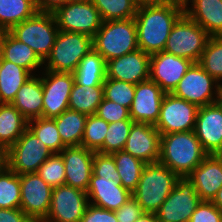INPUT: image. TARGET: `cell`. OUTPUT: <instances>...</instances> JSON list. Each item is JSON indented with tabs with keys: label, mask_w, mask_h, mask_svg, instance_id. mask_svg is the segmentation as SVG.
Returning <instances> with one entry per match:
<instances>
[{
	"label": "cell",
	"mask_w": 222,
	"mask_h": 222,
	"mask_svg": "<svg viewBox=\"0 0 222 222\" xmlns=\"http://www.w3.org/2000/svg\"><path fill=\"white\" fill-rule=\"evenodd\" d=\"M58 31L52 12L37 11L32 17L17 24L9 32L32 48L44 62L51 53Z\"/></svg>",
	"instance_id": "obj_5"
},
{
	"label": "cell",
	"mask_w": 222,
	"mask_h": 222,
	"mask_svg": "<svg viewBox=\"0 0 222 222\" xmlns=\"http://www.w3.org/2000/svg\"><path fill=\"white\" fill-rule=\"evenodd\" d=\"M189 222H222V211L211 201H201Z\"/></svg>",
	"instance_id": "obj_44"
},
{
	"label": "cell",
	"mask_w": 222,
	"mask_h": 222,
	"mask_svg": "<svg viewBox=\"0 0 222 222\" xmlns=\"http://www.w3.org/2000/svg\"><path fill=\"white\" fill-rule=\"evenodd\" d=\"M37 174L52 188L65 184V166L60 153H53L45 162H43Z\"/></svg>",
	"instance_id": "obj_41"
},
{
	"label": "cell",
	"mask_w": 222,
	"mask_h": 222,
	"mask_svg": "<svg viewBox=\"0 0 222 222\" xmlns=\"http://www.w3.org/2000/svg\"><path fill=\"white\" fill-rule=\"evenodd\" d=\"M53 14L59 31L81 33L92 38L102 24L99 11L90 0H72L58 7Z\"/></svg>",
	"instance_id": "obj_9"
},
{
	"label": "cell",
	"mask_w": 222,
	"mask_h": 222,
	"mask_svg": "<svg viewBox=\"0 0 222 222\" xmlns=\"http://www.w3.org/2000/svg\"><path fill=\"white\" fill-rule=\"evenodd\" d=\"M194 131L208 155L222 151V99L199 107Z\"/></svg>",
	"instance_id": "obj_17"
},
{
	"label": "cell",
	"mask_w": 222,
	"mask_h": 222,
	"mask_svg": "<svg viewBox=\"0 0 222 222\" xmlns=\"http://www.w3.org/2000/svg\"><path fill=\"white\" fill-rule=\"evenodd\" d=\"M98 9L102 21L135 18L138 4L135 0H90Z\"/></svg>",
	"instance_id": "obj_34"
},
{
	"label": "cell",
	"mask_w": 222,
	"mask_h": 222,
	"mask_svg": "<svg viewBox=\"0 0 222 222\" xmlns=\"http://www.w3.org/2000/svg\"><path fill=\"white\" fill-rule=\"evenodd\" d=\"M179 179L176 173L160 162L145 164L132 197L145 213H156Z\"/></svg>",
	"instance_id": "obj_3"
},
{
	"label": "cell",
	"mask_w": 222,
	"mask_h": 222,
	"mask_svg": "<svg viewBox=\"0 0 222 222\" xmlns=\"http://www.w3.org/2000/svg\"><path fill=\"white\" fill-rule=\"evenodd\" d=\"M135 94V84L106 78L103 83L104 99L130 109Z\"/></svg>",
	"instance_id": "obj_40"
},
{
	"label": "cell",
	"mask_w": 222,
	"mask_h": 222,
	"mask_svg": "<svg viewBox=\"0 0 222 222\" xmlns=\"http://www.w3.org/2000/svg\"><path fill=\"white\" fill-rule=\"evenodd\" d=\"M210 35L185 13L176 21L163 51L199 62Z\"/></svg>",
	"instance_id": "obj_7"
},
{
	"label": "cell",
	"mask_w": 222,
	"mask_h": 222,
	"mask_svg": "<svg viewBox=\"0 0 222 222\" xmlns=\"http://www.w3.org/2000/svg\"><path fill=\"white\" fill-rule=\"evenodd\" d=\"M88 204L85 191L63 184L53 188L49 213L43 222H81Z\"/></svg>",
	"instance_id": "obj_15"
},
{
	"label": "cell",
	"mask_w": 222,
	"mask_h": 222,
	"mask_svg": "<svg viewBox=\"0 0 222 222\" xmlns=\"http://www.w3.org/2000/svg\"><path fill=\"white\" fill-rule=\"evenodd\" d=\"M70 1L72 0H35L38 11L52 13Z\"/></svg>",
	"instance_id": "obj_48"
},
{
	"label": "cell",
	"mask_w": 222,
	"mask_h": 222,
	"mask_svg": "<svg viewBox=\"0 0 222 222\" xmlns=\"http://www.w3.org/2000/svg\"><path fill=\"white\" fill-rule=\"evenodd\" d=\"M133 120H120L110 123L102 145V154H111L124 149Z\"/></svg>",
	"instance_id": "obj_39"
},
{
	"label": "cell",
	"mask_w": 222,
	"mask_h": 222,
	"mask_svg": "<svg viewBox=\"0 0 222 222\" xmlns=\"http://www.w3.org/2000/svg\"><path fill=\"white\" fill-rule=\"evenodd\" d=\"M136 3L140 5H146V4H158V3H163L168 0H135Z\"/></svg>",
	"instance_id": "obj_52"
},
{
	"label": "cell",
	"mask_w": 222,
	"mask_h": 222,
	"mask_svg": "<svg viewBox=\"0 0 222 222\" xmlns=\"http://www.w3.org/2000/svg\"><path fill=\"white\" fill-rule=\"evenodd\" d=\"M103 98V85L88 87L74 82L69 98V109L92 115L96 113Z\"/></svg>",
	"instance_id": "obj_32"
},
{
	"label": "cell",
	"mask_w": 222,
	"mask_h": 222,
	"mask_svg": "<svg viewBox=\"0 0 222 222\" xmlns=\"http://www.w3.org/2000/svg\"><path fill=\"white\" fill-rule=\"evenodd\" d=\"M111 155L116 163L120 184L132 193L140 181L141 173L146 163L124 150L113 152Z\"/></svg>",
	"instance_id": "obj_33"
},
{
	"label": "cell",
	"mask_w": 222,
	"mask_h": 222,
	"mask_svg": "<svg viewBox=\"0 0 222 222\" xmlns=\"http://www.w3.org/2000/svg\"><path fill=\"white\" fill-rule=\"evenodd\" d=\"M114 212L118 222H136L145 214L144 210L133 197Z\"/></svg>",
	"instance_id": "obj_45"
},
{
	"label": "cell",
	"mask_w": 222,
	"mask_h": 222,
	"mask_svg": "<svg viewBox=\"0 0 222 222\" xmlns=\"http://www.w3.org/2000/svg\"><path fill=\"white\" fill-rule=\"evenodd\" d=\"M73 74L75 82L79 85L88 87L103 85L106 79V61L92 49L81 59Z\"/></svg>",
	"instance_id": "obj_28"
},
{
	"label": "cell",
	"mask_w": 222,
	"mask_h": 222,
	"mask_svg": "<svg viewBox=\"0 0 222 222\" xmlns=\"http://www.w3.org/2000/svg\"><path fill=\"white\" fill-rule=\"evenodd\" d=\"M92 173L95 176L108 178L120 184V176L116 169L115 160L111 154L94 152Z\"/></svg>",
	"instance_id": "obj_42"
},
{
	"label": "cell",
	"mask_w": 222,
	"mask_h": 222,
	"mask_svg": "<svg viewBox=\"0 0 222 222\" xmlns=\"http://www.w3.org/2000/svg\"><path fill=\"white\" fill-rule=\"evenodd\" d=\"M187 179L202 201H212L222 188V156L207 155Z\"/></svg>",
	"instance_id": "obj_22"
},
{
	"label": "cell",
	"mask_w": 222,
	"mask_h": 222,
	"mask_svg": "<svg viewBox=\"0 0 222 222\" xmlns=\"http://www.w3.org/2000/svg\"><path fill=\"white\" fill-rule=\"evenodd\" d=\"M60 154L65 166V184L87 191L93 171L94 152L84 146L65 147Z\"/></svg>",
	"instance_id": "obj_21"
},
{
	"label": "cell",
	"mask_w": 222,
	"mask_h": 222,
	"mask_svg": "<svg viewBox=\"0 0 222 222\" xmlns=\"http://www.w3.org/2000/svg\"><path fill=\"white\" fill-rule=\"evenodd\" d=\"M207 155L194 130L161 135L159 162L180 178H187Z\"/></svg>",
	"instance_id": "obj_2"
},
{
	"label": "cell",
	"mask_w": 222,
	"mask_h": 222,
	"mask_svg": "<svg viewBox=\"0 0 222 222\" xmlns=\"http://www.w3.org/2000/svg\"><path fill=\"white\" fill-rule=\"evenodd\" d=\"M95 114L109 124L120 120H132L128 108L104 98Z\"/></svg>",
	"instance_id": "obj_43"
},
{
	"label": "cell",
	"mask_w": 222,
	"mask_h": 222,
	"mask_svg": "<svg viewBox=\"0 0 222 222\" xmlns=\"http://www.w3.org/2000/svg\"><path fill=\"white\" fill-rule=\"evenodd\" d=\"M201 201L194 185L187 178H180L156 212L157 219L159 222H189Z\"/></svg>",
	"instance_id": "obj_12"
},
{
	"label": "cell",
	"mask_w": 222,
	"mask_h": 222,
	"mask_svg": "<svg viewBox=\"0 0 222 222\" xmlns=\"http://www.w3.org/2000/svg\"><path fill=\"white\" fill-rule=\"evenodd\" d=\"M87 116L84 113L67 109L60 116L52 118L66 147L81 146Z\"/></svg>",
	"instance_id": "obj_30"
},
{
	"label": "cell",
	"mask_w": 222,
	"mask_h": 222,
	"mask_svg": "<svg viewBox=\"0 0 222 222\" xmlns=\"http://www.w3.org/2000/svg\"><path fill=\"white\" fill-rule=\"evenodd\" d=\"M81 222H118L114 211L88 204Z\"/></svg>",
	"instance_id": "obj_46"
},
{
	"label": "cell",
	"mask_w": 222,
	"mask_h": 222,
	"mask_svg": "<svg viewBox=\"0 0 222 222\" xmlns=\"http://www.w3.org/2000/svg\"><path fill=\"white\" fill-rule=\"evenodd\" d=\"M32 76L26 69L1 59L0 103H12L17 91Z\"/></svg>",
	"instance_id": "obj_29"
},
{
	"label": "cell",
	"mask_w": 222,
	"mask_h": 222,
	"mask_svg": "<svg viewBox=\"0 0 222 222\" xmlns=\"http://www.w3.org/2000/svg\"><path fill=\"white\" fill-rule=\"evenodd\" d=\"M183 5L184 13L210 36H222V0H185Z\"/></svg>",
	"instance_id": "obj_24"
},
{
	"label": "cell",
	"mask_w": 222,
	"mask_h": 222,
	"mask_svg": "<svg viewBox=\"0 0 222 222\" xmlns=\"http://www.w3.org/2000/svg\"><path fill=\"white\" fill-rule=\"evenodd\" d=\"M37 11L35 0H0V32L10 31Z\"/></svg>",
	"instance_id": "obj_31"
},
{
	"label": "cell",
	"mask_w": 222,
	"mask_h": 222,
	"mask_svg": "<svg viewBox=\"0 0 222 222\" xmlns=\"http://www.w3.org/2000/svg\"><path fill=\"white\" fill-rule=\"evenodd\" d=\"M28 128L52 153H60L66 147L52 118L40 117L31 119L28 121Z\"/></svg>",
	"instance_id": "obj_35"
},
{
	"label": "cell",
	"mask_w": 222,
	"mask_h": 222,
	"mask_svg": "<svg viewBox=\"0 0 222 222\" xmlns=\"http://www.w3.org/2000/svg\"><path fill=\"white\" fill-rule=\"evenodd\" d=\"M193 63L165 51L151 54L149 79L165 93H172Z\"/></svg>",
	"instance_id": "obj_16"
},
{
	"label": "cell",
	"mask_w": 222,
	"mask_h": 222,
	"mask_svg": "<svg viewBox=\"0 0 222 222\" xmlns=\"http://www.w3.org/2000/svg\"><path fill=\"white\" fill-rule=\"evenodd\" d=\"M28 121L43 117V88L41 77L32 75L17 91L11 103Z\"/></svg>",
	"instance_id": "obj_26"
},
{
	"label": "cell",
	"mask_w": 222,
	"mask_h": 222,
	"mask_svg": "<svg viewBox=\"0 0 222 222\" xmlns=\"http://www.w3.org/2000/svg\"><path fill=\"white\" fill-rule=\"evenodd\" d=\"M211 202L222 211V188L217 192Z\"/></svg>",
	"instance_id": "obj_51"
},
{
	"label": "cell",
	"mask_w": 222,
	"mask_h": 222,
	"mask_svg": "<svg viewBox=\"0 0 222 222\" xmlns=\"http://www.w3.org/2000/svg\"><path fill=\"white\" fill-rule=\"evenodd\" d=\"M20 177L9 168L0 172V208L20 209Z\"/></svg>",
	"instance_id": "obj_36"
},
{
	"label": "cell",
	"mask_w": 222,
	"mask_h": 222,
	"mask_svg": "<svg viewBox=\"0 0 222 222\" xmlns=\"http://www.w3.org/2000/svg\"><path fill=\"white\" fill-rule=\"evenodd\" d=\"M150 54L141 49L106 62V78L138 84L149 79Z\"/></svg>",
	"instance_id": "obj_20"
},
{
	"label": "cell",
	"mask_w": 222,
	"mask_h": 222,
	"mask_svg": "<svg viewBox=\"0 0 222 222\" xmlns=\"http://www.w3.org/2000/svg\"><path fill=\"white\" fill-rule=\"evenodd\" d=\"M1 59H2V56H1V54H0V68H1Z\"/></svg>",
	"instance_id": "obj_53"
},
{
	"label": "cell",
	"mask_w": 222,
	"mask_h": 222,
	"mask_svg": "<svg viewBox=\"0 0 222 222\" xmlns=\"http://www.w3.org/2000/svg\"><path fill=\"white\" fill-rule=\"evenodd\" d=\"M0 222H33L21 209H1Z\"/></svg>",
	"instance_id": "obj_47"
},
{
	"label": "cell",
	"mask_w": 222,
	"mask_h": 222,
	"mask_svg": "<svg viewBox=\"0 0 222 222\" xmlns=\"http://www.w3.org/2000/svg\"><path fill=\"white\" fill-rule=\"evenodd\" d=\"M0 54L8 62L14 63L32 75L44 62L27 44L16 39L9 31L0 32Z\"/></svg>",
	"instance_id": "obj_25"
},
{
	"label": "cell",
	"mask_w": 222,
	"mask_h": 222,
	"mask_svg": "<svg viewBox=\"0 0 222 222\" xmlns=\"http://www.w3.org/2000/svg\"><path fill=\"white\" fill-rule=\"evenodd\" d=\"M44 71L43 77L41 76L43 118H55L69 109V98L75 77L70 72Z\"/></svg>",
	"instance_id": "obj_14"
},
{
	"label": "cell",
	"mask_w": 222,
	"mask_h": 222,
	"mask_svg": "<svg viewBox=\"0 0 222 222\" xmlns=\"http://www.w3.org/2000/svg\"><path fill=\"white\" fill-rule=\"evenodd\" d=\"M53 153L27 128L8 149V168L18 175L36 173Z\"/></svg>",
	"instance_id": "obj_10"
},
{
	"label": "cell",
	"mask_w": 222,
	"mask_h": 222,
	"mask_svg": "<svg viewBox=\"0 0 222 222\" xmlns=\"http://www.w3.org/2000/svg\"><path fill=\"white\" fill-rule=\"evenodd\" d=\"M92 49V37L81 33L58 31L51 53L44 61V70L73 73L81 59Z\"/></svg>",
	"instance_id": "obj_6"
},
{
	"label": "cell",
	"mask_w": 222,
	"mask_h": 222,
	"mask_svg": "<svg viewBox=\"0 0 222 222\" xmlns=\"http://www.w3.org/2000/svg\"><path fill=\"white\" fill-rule=\"evenodd\" d=\"M198 109L196 104L178 98L172 93H165L160 115L154 126L160 135L194 130Z\"/></svg>",
	"instance_id": "obj_11"
},
{
	"label": "cell",
	"mask_w": 222,
	"mask_h": 222,
	"mask_svg": "<svg viewBox=\"0 0 222 222\" xmlns=\"http://www.w3.org/2000/svg\"><path fill=\"white\" fill-rule=\"evenodd\" d=\"M172 94L202 107L222 99V85L196 62L191 65Z\"/></svg>",
	"instance_id": "obj_8"
},
{
	"label": "cell",
	"mask_w": 222,
	"mask_h": 222,
	"mask_svg": "<svg viewBox=\"0 0 222 222\" xmlns=\"http://www.w3.org/2000/svg\"><path fill=\"white\" fill-rule=\"evenodd\" d=\"M109 123L96 114L88 115L85 123L81 146L93 152L102 153V145Z\"/></svg>",
	"instance_id": "obj_38"
},
{
	"label": "cell",
	"mask_w": 222,
	"mask_h": 222,
	"mask_svg": "<svg viewBox=\"0 0 222 222\" xmlns=\"http://www.w3.org/2000/svg\"><path fill=\"white\" fill-rule=\"evenodd\" d=\"M93 49L106 62L139 49L134 18L102 21L93 37Z\"/></svg>",
	"instance_id": "obj_4"
},
{
	"label": "cell",
	"mask_w": 222,
	"mask_h": 222,
	"mask_svg": "<svg viewBox=\"0 0 222 222\" xmlns=\"http://www.w3.org/2000/svg\"><path fill=\"white\" fill-rule=\"evenodd\" d=\"M136 222H159L156 213H145Z\"/></svg>",
	"instance_id": "obj_50"
},
{
	"label": "cell",
	"mask_w": 222,
	"mask_h": 222,
	"mask_svg": "<svg viewBox=\"0 0 222 222\" xmlns=\"http://www.w3.org/2000/svg\"><path fill=\"white\" fill-rule=\"evenodd\" d=\"M28 128V120L11 104L0 103V143L8 149Z\"/></svg>",
	"instance_id": "obj_27"
},
{
	"label": "cell",
	"mask_w": 222,
	"mask_h": 222,
	"mask_svg": "<svg viewBox=\"0 0 222 222\" xmlns=\"http://www.w3.org/2000/svg\"><path fill=\"white\" fill-rule=\"evenodd\" d=\"M183 14V2L178 0L138 6L134 20L139 49L150 55L163 51L170 31Z\"/></svg>",
	"instance_id": "obj_1"
},
{
	"label": "cell",
	"mask_w": 222,
	"mask_h": 222,
	"mask_svg": "<svg viewBox=\"0 0 222 222\" xmlns=\"http://www.w3.org/2000/svg\"><path fill=\"white\" fill-rule=\"evenodd\" d=\"M8 169V148L0 143V172Z\"/></svg>",
	"instance_id": "obj_49"
},
{
	"label": "cell",
	"mask_w": 222,
	"mask_h": 222,
	"mask_svg": "<svg viewBox=\"0 0 222 222\" xmlns=\"http://www.w3.org/2000/svg\"><path fill=\"white\" fill-rule=\"evenodd\" d=\"M160 145L161 135L154 125L133 122L123 150L148 164L159 162Z\"/></svg>",
	"instance_id": "obj_19"
},
{
	"label": "cell",
	"mask_w": 222,
	"mask_h": 222,
	"mask_svg": "<svg viewBox=\"0 0 222 222\" xmlns=\"http://www.w3.org/2000/svg\"><path fill=\"white\" fill-rule=\"evenodd\" d=\"M86 193L90 204L111 211L118 210L132 197V193L121 184L93 173Z\"/></svg>",
	"instance_id": "obj_23"
},
{
	"label": "cell",
	"mask_w": 222,
	"mask_h": 222,
	"mask_svg": "<svg viewBox=\"0 0 222 222\" xmlns=\"http://www.w3.org/2000/svg\"><path fill=\"white\" fill-rule=\"evenodd\" d=\"M198 63L222 85V36H210Z\"/></svg>",
	"instance_id": "obj_37"
},
{
	"label": "cell",
	"mask_w": 222,
	"mask_h": 222,
	"mask_svg": "<svg viewBox=\"0 0 222 222\" xmlns=\"http://www.w3.org/2000/svg\"><path fill=\"white\" fill-rule=\"evenodd\" d=\"M20 209L33 221L43 222L50 209L53 188L36 173L19 175Z\"/></svg>",
	"instance_id": "obj_13"
},
{
	"label": "cell",
	"mask_w": 222,
	"mask_h": 222,
	"mask_svg": "<svg viewBox=\"0 0 222 222\" xmlns=\"http://www.w3.org/2000/svg\"><path fill=\"white\" fill-rule=\"evenodd\" d=\"M165 92L152 80L148 79L135 85V94L129 109L134 122L155 125L160 115V108Z\"/></svg>",
	"instance_id": "obj_18"
}]
</instances>
